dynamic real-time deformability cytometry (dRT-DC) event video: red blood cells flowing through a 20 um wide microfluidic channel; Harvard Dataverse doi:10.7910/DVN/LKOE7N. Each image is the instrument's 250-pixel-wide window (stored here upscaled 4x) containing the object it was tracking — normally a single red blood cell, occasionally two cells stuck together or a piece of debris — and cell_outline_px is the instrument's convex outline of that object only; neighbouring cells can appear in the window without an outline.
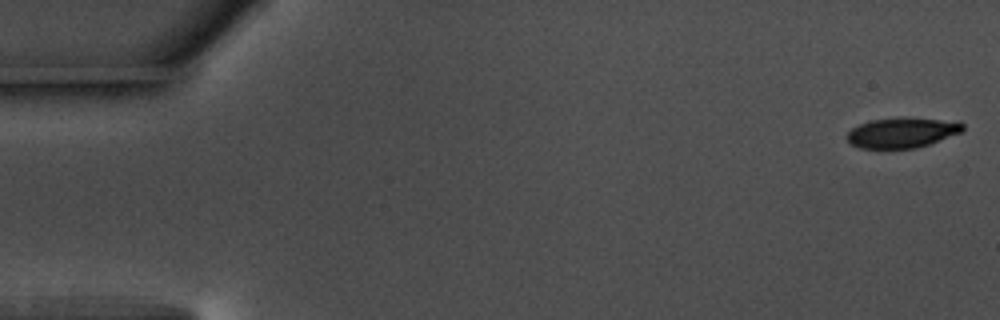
{"species": "common noctule bat (a hibernating species)", "species_latin": "Nyctalus noctula", "temperature_condition": "warm", "stored_images_in_passage": 57, "segment_of_instrument_passage": [1, 2], "camera_frame_rate_fps": 3000, "um_per_image_px": 0.085, "animal": {"sex": "male", "body_mass_g": 17.5, "forearm_length_mm": 52.3}, "frame": {"image": 1, "passage_image": 1, "time_ms": 0.0, "image_size_px": [1000, 320], "cell_outline_px": [[964, 128], [960, 132], [928, 144], [916, 148], [860, 148], [852, 144], [848, 140], [848, 132], [852, 128], [860, 124], [872, 120], [896, 116], [904, 116], [960, 120], [964, 124]], "centroid_in_image_um": [76.73, 11.23], "position_along_channel_um": 8.3, "area_um2": 20.69}}
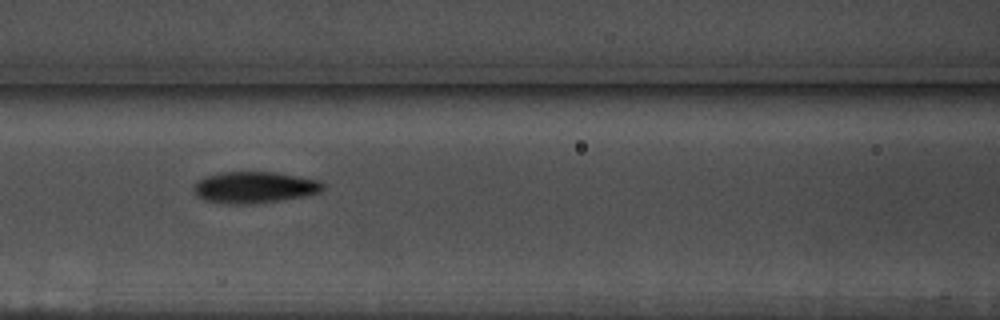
{"frame": {"image": 2, "passage_image": 24, "time_ms": 7.667, "image_size_px": [1000, 320], "cell_outline_px": [[324, 188], [320, 192], [280, 200], [244, 204], [228, 204], [204, 200], [196, 192], [196, 184], [204, 176], [220, 172], [276, 172], [316, 180], [324, 184]], "centroid_in_image_um": [21.63, 15.91], "position_along_channel_um": 145.0, "area_um2": 23.12}}
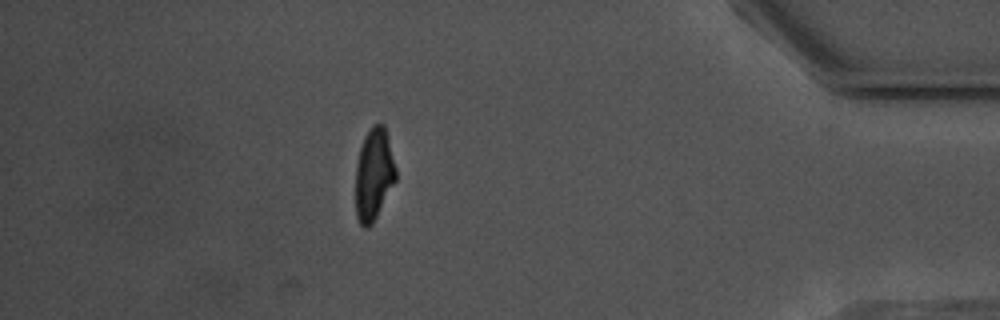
{"frame": {"image": 3, "passage_image": 49, "time_ms": 16.0, "image_size_px": [1000, 320], "cell_outline_px": [[396, 180], [372, 224], [368, 228], [364, 228], [360, 224], [356, 216], [356, 164], [360, 148], [364, 136], [372, 124], [384, 124], [396, 168]], "centroid_in_image_um": [31.77, 14.82], "position_along_channel_um": 403.4, "area_um2": 21.5}}